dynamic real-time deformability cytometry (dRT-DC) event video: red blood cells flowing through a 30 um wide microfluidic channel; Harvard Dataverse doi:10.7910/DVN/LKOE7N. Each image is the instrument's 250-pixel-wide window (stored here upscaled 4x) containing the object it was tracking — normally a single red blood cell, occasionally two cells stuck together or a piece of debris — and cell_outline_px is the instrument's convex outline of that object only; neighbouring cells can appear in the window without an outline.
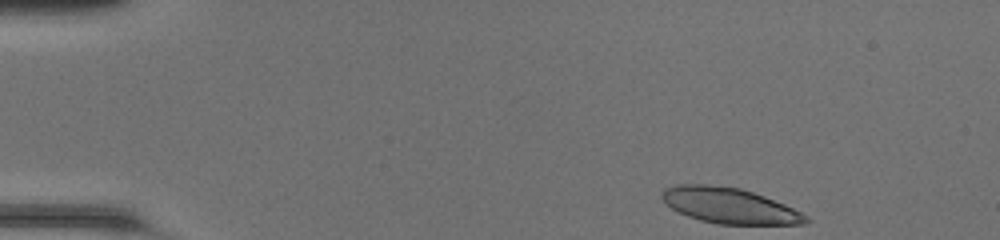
{"species": "common noctule bat (a hibernating species)", "species_latin": "Nyctalus noctula", "temperature_condition": "room temperature", "stored_images_in_passage": 43, "camera_frame_rate_fps": 3000, "um_per_image_px": 0.085, "animal": {"sex": "female", "body_mass_g": 20.0, "forearm_length_mm": 54.0}, "frame": {"image": 1, "passage_image": 1, "time_ms": 0.0, "image_size_px": [1000, 240], "cell_outline_px": [[812, 220], [808, 224], [716, 224], [700, 220], [676, 212], [660, 196], [664, 188], [676, 184], [704, 184], [740, 188], [764, 196], [784, 204], [808, 216]], "centroid_in_image_um": [62.0, 17.48], "position_along_channel_um": 23.0, "area_um2": 29.82}}